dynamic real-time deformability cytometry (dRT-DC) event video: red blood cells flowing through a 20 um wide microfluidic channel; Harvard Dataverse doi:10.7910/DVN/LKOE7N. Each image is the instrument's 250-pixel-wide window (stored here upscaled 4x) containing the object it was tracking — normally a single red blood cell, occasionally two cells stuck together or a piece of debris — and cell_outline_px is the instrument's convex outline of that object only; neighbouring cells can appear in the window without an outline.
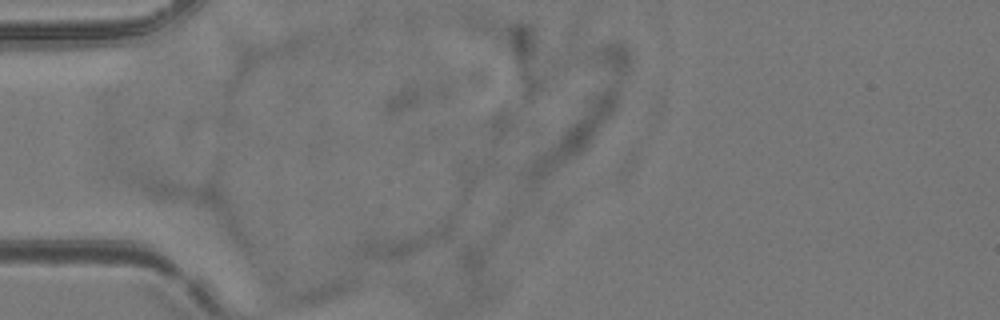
{"species": "common noctule bat (a hibernating species)", "species_latin": "Nyctalus noctula", "temperature_condition": "room temperature", "stored_images_in_passage": 5, "camera_frame_rate_fps": 3000, "um_per_image_px": 0.085, "animal": {"sex": "female", "body_mass_g": 24.6, "forearm_length_mm": 56.2}, "frame": {"image": 1, "passage_image": 4, "time_ms": 1.0, "image_size_px": [1000, 320], "cell_outline_px": [[452, 228], [448, 236], [400, 260], [396, 260], [356, 256], [352, 252], [364, 240], [448, 220]], "centroid_in_image_um": [34.28, 20.57], "position_along_channel_um": 50.7, "area_um2": 14.74}}